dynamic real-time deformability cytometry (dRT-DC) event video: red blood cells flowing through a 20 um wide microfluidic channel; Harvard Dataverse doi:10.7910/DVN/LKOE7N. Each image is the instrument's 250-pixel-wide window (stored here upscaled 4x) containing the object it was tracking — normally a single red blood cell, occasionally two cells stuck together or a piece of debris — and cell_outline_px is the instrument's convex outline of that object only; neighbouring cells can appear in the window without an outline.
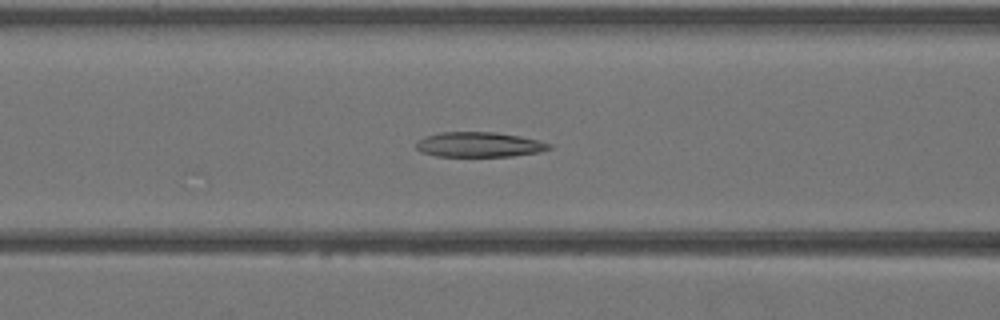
{"species": "Egyptian fruit bat (a non-hibernating species)", "species_latin": "Rousettus aegyptiacus", "temperature_condition": "warm", "stored_images_in_passage": 44, "camera_frame_rate_fps": 3000, "um_per_image_px": 0.085, "animal": {"sex": "female"}, "frame": {"image": 1, "passage_image": 18, "time_ms": 5.667, "image_size_px": [1000, 320], "cell_outline_px": [[552, 148], [540, 152], [512, 156], [436, 156], [420, 152], [416, 148], [416, 144], [424, 136], [440, 132], [496, 132], [520, 136], [552, 144]], "centroid_in_image_um": [40.72, 12.29], "position_along_channel_um": 125.9, "area_um2": 19.36}}
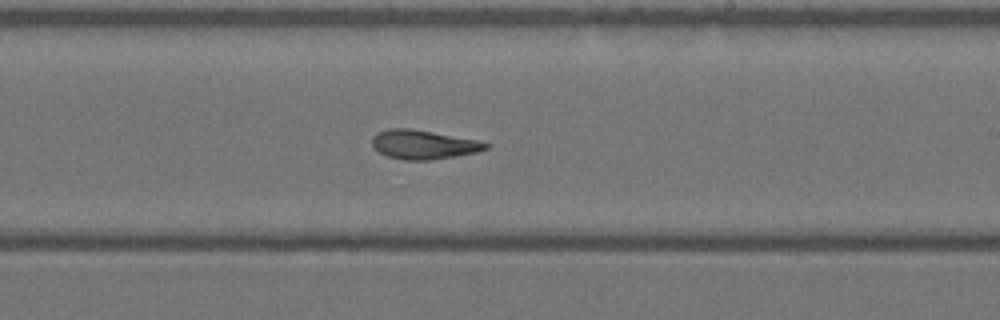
{"frame": {"image": 2, "passage_image": 26, "time_ms": 8.333, "image_size_px": [1000, 320], "cell_outline_px": [[488, 148], [476, 152], [432, 160], [404, 160], [388, 156], [372, 148], [372, 136], [376, 132], [388, 128], [408, 128], [432, 132], [476, 140], [488, 144]], "centroid_in_image_um": [35.91, 12.28], "position_along_channel_um": 253.1, "area_um2": 19.07}}
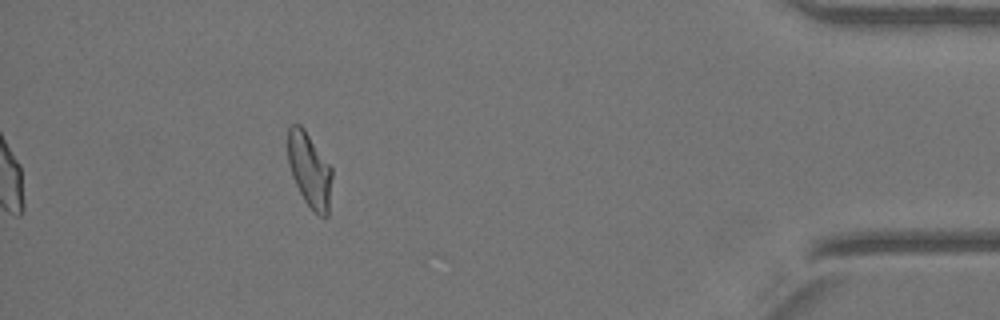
{"frame": {"image": 3, "passage_image": 39, "time_ms": 12.667, "image_size_px": [1000, 320], "cell_outline_px": [[332, 176], [328, 216], [320, 216], [304, 200], [292, 176], [288, 164], [288, 128], [292, 124], [300, 124], [304, 128], [332, 168]], "centroid_in_image_um": [26.31, 14.42], "position_along_channel_um": 408.9, "area_um2": 19.02}}